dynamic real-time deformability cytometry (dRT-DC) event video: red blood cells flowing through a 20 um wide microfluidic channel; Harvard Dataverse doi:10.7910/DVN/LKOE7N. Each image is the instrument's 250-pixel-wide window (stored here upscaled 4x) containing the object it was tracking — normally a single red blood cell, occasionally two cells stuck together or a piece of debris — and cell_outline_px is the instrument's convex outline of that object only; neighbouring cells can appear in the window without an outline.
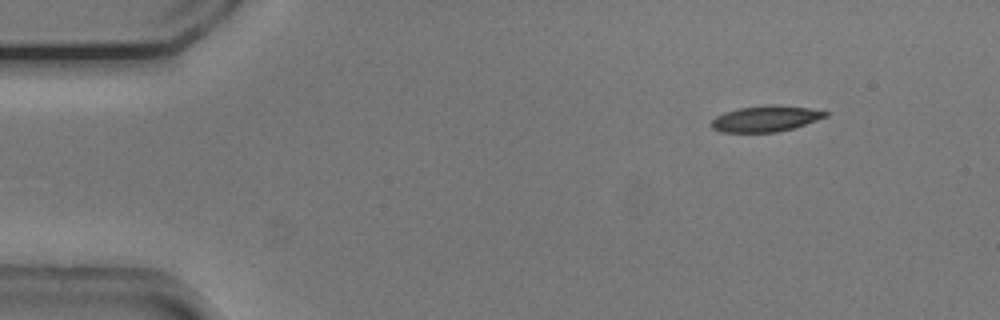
{"species": "common noctule bat (a hibernating species)", "species_latin": "Nyctalus noctula", "temperature_condition": "cold", "stored_images_in_passage": 48, "camera_frame_rate_fps": 3000, "um_per_image_px": 0.085, "animal": {"sex": "male", "body_mass_g": 20.5, "forearm_length_mm": 52.5}, "frame": {"image": 1, "passage_image": 1, "time_ms": 0.0, "image_size_px": [1000, 320], "cell_outline_px": [[828, 116], [792, 128], [776, 132], [720, 132], [712, 128], [712, 120], [716, 116], [724, 112], [740, 108], [768, 104], [776, 104], [808, 108], [828, 112]], "centroid_in_image_um": [65.06, 10.08], "position_along_channel_um": 19.9, "area_um2": 17.11}}
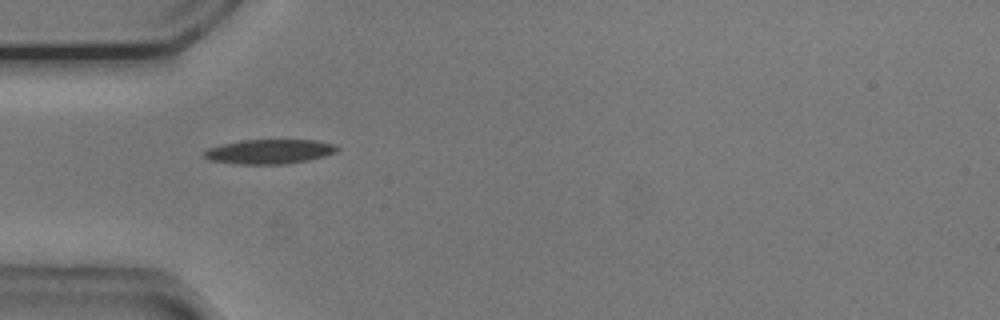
{"frame": {"image": 2, "passage_image": 11, "time_ms": 3.333, "image_size_px": [1000, 320], "cell_outline_px": [[340, 148], [336, 152], [324, 156], [308, 160], [288, 164], [236, 164], [208, 160], [204, 156], [204, 152], [208, 148], [240, 140], [316, 140], [336, 144]], "centroid_in_image_um": [22.93, 12.88], "position_along_channel_um": 62.1, "area_um2": 19.07}}
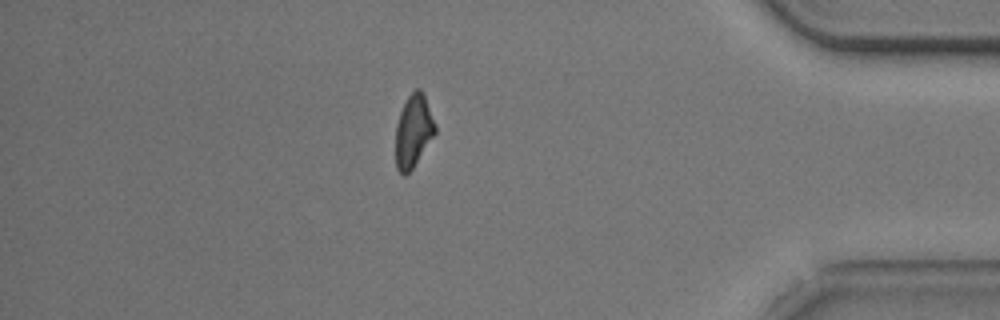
{"frame": {"image": 3, "passage_image": 41, "time_ms": 13.333, "image_size_px": [1000, 320], "cell_outline_px": [[436, 132], [412, 168], [404, 176], [396, 168], [396, 124], [400, 112], [408, 96], [416, 88], [420, 88], [424, 92], [436, 124]], "centroid_in_image_um": [35.15, 11.09], "position_along_channel_um": 400.1, "area_um2": 16.65}, "authors_computed_cell_mechanics": {"area_um2": 17.6579, "velocity_mm_per_s": 3.7575, "shape_relaxation_time_tau1_ms": 1.8173, "shape_relaxation_time_tau2_ms": null, "deformation_change_tau1": 0.124, "deformation_change_tau2": null}}